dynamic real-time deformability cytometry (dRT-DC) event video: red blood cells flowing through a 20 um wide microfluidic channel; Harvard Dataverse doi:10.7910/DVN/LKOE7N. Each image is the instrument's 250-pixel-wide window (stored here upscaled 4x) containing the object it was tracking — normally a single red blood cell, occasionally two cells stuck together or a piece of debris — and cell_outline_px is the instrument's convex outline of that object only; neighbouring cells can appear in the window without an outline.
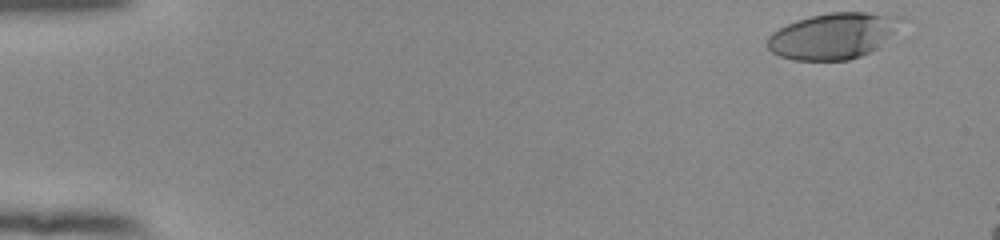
{"species": "human", "species_latin": "Homo sapiens", "temperature_condition": "room temperature", "stored_images_in_passage": 14, "camera_frame_rate_fps": 3000, "um_per_image_px": 0.085, "donor": {"sex": "female"}, "frame": {"image": 1, "passage_image": 1, "time_ms": 0.0, "image_size_px": [1000, 240], "cell_outline_px": [[912, 20], [880, 48], [860, 56], [848, 60], [792, 60], [780, 56], [772, 52], [768, 48], [768, 36], [772, 32], [796, 20], [828, 12], [868, 12], [904, 16]], "centroid_in_image_um": [70.99, 3.03], "position_along_channel_um": 14.0, "area_um2": 36.93}}